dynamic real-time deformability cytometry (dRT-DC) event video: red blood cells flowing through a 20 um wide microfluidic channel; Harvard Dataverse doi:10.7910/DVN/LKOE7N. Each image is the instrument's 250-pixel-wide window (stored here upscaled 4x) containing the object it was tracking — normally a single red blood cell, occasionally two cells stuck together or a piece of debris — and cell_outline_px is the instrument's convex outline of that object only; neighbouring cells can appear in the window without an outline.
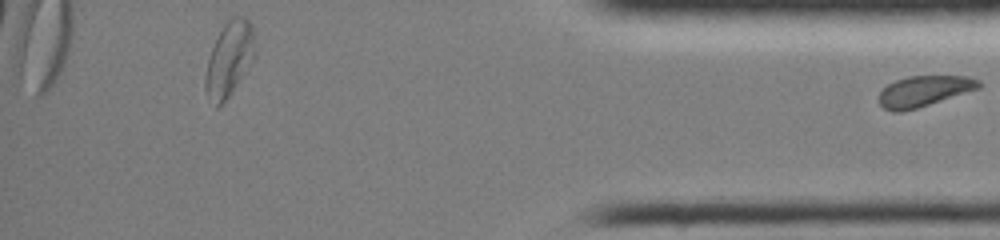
{"species": "common noctule bat (a hibernating species)", "species_latin": "Nyctalus noctula", "temperature_condition": "room temperature", "stored_images_in_passage": 34, "segment_of_instrument_passage": [2, 2], "camera_frame_rate_fps": 3000, "um_per_image_px": 0.085, "animal": {"sex": "female", "body_mass_g": 19.0, "forearm_length_mm": 51.5}, "frame": {"image": 1, "passage_image": 34, "time_ms": 11.0, "image_size_px": [1000, 240], "cell_outline_px": [[980, 88], [916, 108], [900, 112], [892, 112], [884, 108], [880, 104], [880, 92], [888, 84], [896, 80], [908, 76], [968, 76], [980, 80]], "centroid_in_image_um": [78.54, 7.74], "position_along_channel_um": 356.7, "area_um2": 17.63}}